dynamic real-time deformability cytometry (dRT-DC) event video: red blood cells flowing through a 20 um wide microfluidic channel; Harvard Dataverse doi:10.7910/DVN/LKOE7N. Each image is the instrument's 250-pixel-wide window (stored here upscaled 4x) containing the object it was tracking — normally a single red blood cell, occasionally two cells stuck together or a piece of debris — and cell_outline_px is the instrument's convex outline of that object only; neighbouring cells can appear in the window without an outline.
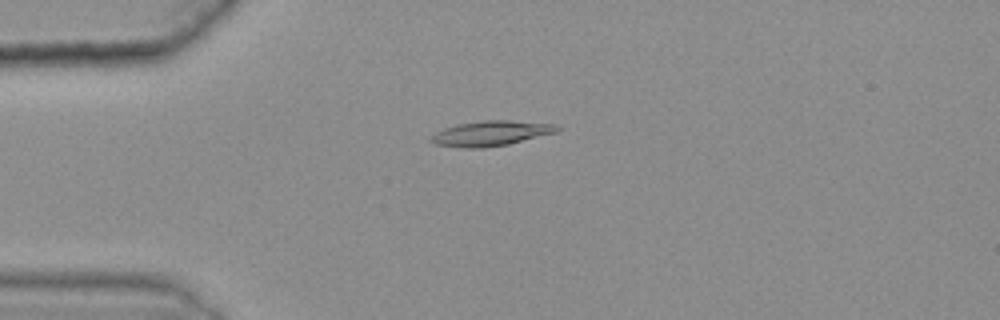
{"species": "common noctule bat (a hibernating species)", "species_latin": "Nyctalus noctula", "temperature_condition": "warm", "stored_images_in_passage": 50, "camera_frame_rate_fps": 3000, "um_per_image_px": 0.085, "animal": {"sex": "female", "body_mass_g": 25.1}, "frame": {"image": 1, "passage_image": 14, "time_ms": 4.333, "image_size_px": [1000, 320], "cell_outline_px": [[560, 128], [556, 132], [508, 144], [484, 148], [464, 148], [436, 144], [428, 140], [436, 132], [444, 128], [456, 124], [484, 120], [508, 120], [552, 124]], "centroid_in_image_um": [41.67, 11.33], "position_along_channel_um": 43.3, "area_um2": 18.21}}
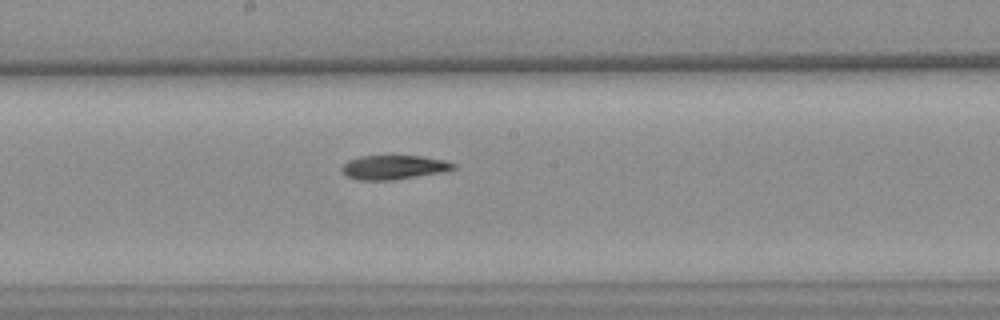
{"frame": {"image": 2, "passage_image": 30, "time_ms": 9.667, "image_size_px": [1000, 320], "cell_outline_px": [[456, 168], [448, 172], [396, 180], [360, 180], [348, 176], [340, 172], [340, 168], [348, 160], [360, 156], [424, 156], [444, 160], [456, 164]], "centroid_in_image_um": [33.52, 14.23], "position_along_channel_um": 214.7, "area_um2": 16.07}}
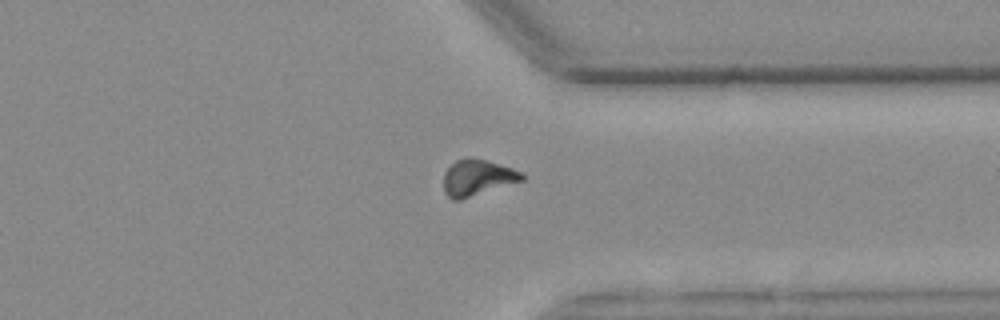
{"frame": {"image": 3, "passage_image": 43, "time_ms": 14.0, "image_size_px": [1000, 320], "cell_outline_px": [[524, 180], [460, 200], [452, 200], [444, 192], [444, 172], [456, 160], [468, 156], [472, 156], [512, 168], [524, 172]], "centroid_in_image_um": [40.58, 15.09], "position_along_channel_um": 370.8, "area_um2": 16.59}}